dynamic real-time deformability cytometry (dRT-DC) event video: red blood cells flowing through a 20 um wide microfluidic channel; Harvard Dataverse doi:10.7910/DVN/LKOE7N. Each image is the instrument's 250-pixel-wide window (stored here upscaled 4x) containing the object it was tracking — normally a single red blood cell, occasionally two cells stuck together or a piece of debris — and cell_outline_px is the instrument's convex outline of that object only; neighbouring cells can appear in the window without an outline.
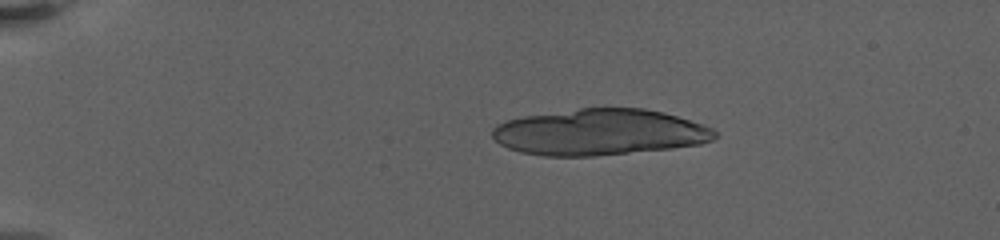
{"species": "human", "species_latin": "Homo sapiens", "temperature_condition": "warm", "stored_images_in_passage": 5, "camera_frame_rate_fps": 3000, "um_per_image_px": 0.085, "donor": {"sex": "female"}, "frame": {"image": 1, "passage_image": 1, "time_ms": 0.0, "image_size_px": [1000, 240], "cell_outline_px": [[716, 136], [712, 140], [700, 144], [672, 148], [592, 156], [544, 156], [520, 152], [508, 148], [500, 144], [492, 136], [492, 128], [496, 124], [508, 120], [524, 116], [580, 108], [644, 108], [664, 112], [704, 124], [712, 128], [716, 132]], "centroid_in_image_um": [50.96, 11.23], "position_along_channel_um": 34.0, "area_um2": 59.88}}
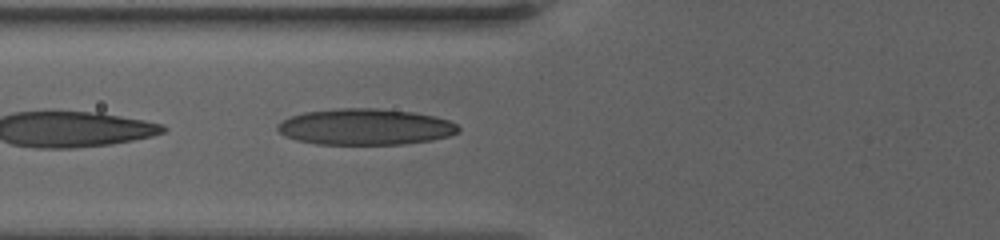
{"frame": {"image": 2, "passage_image": 5, "time_ms": 4.667, "image_size_px": [1000, 240], "cell_outline_px": [[460, 132], [448, 136], [432, 140], [404, 144], [316, 144], [296, 140], [280, 132], [276, 128], [276, 124], [292, 116], [304, 112], [340, 108], [376, 108], [412, 112], [436, 116], [448, 120], [456, 124], [460, 128]], "centroid_in_image_um": [31.08, 10.78], "position_along_channel_um": 94.7, "area_um2": 38.09}}